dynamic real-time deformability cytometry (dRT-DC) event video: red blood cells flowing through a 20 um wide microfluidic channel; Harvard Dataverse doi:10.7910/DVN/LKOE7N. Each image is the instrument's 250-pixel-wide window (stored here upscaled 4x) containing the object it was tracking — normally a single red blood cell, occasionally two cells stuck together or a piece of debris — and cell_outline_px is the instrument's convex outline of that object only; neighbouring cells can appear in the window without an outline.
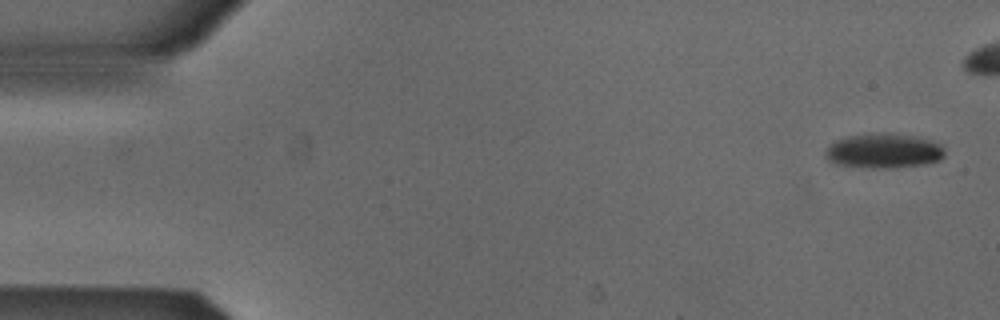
{"species": "Egyptian fruit bat (a non-hibernating species)", "species_latin": "Rousettus aegyptiacus", "temperature_condition": "cold", "stored_images_in_passage": 2, "camera_frame_rate_fps": 3000, "um_per_image_px": 0.085, "animal": {"sex": "male"}, "frame": {"image": 1, "passage_image": 2, "time_ms": 0.333, "image_size_px": [1000, 320], "cell_outline_px": [[944, 156], [940, 160], [924, 164], [896, 168], [864, 168], [836, 164], [828, 160], [824, 156], [828, 148], [836, 140], [848, 136], [884, 132], [888, 132], [912, 136], [928, 140], [940, 144], [944, 148]], "centroid_in_image_um": [75.11, 12.84], "position_along_channel_um": 9.9, "area_um2": 24.16}}